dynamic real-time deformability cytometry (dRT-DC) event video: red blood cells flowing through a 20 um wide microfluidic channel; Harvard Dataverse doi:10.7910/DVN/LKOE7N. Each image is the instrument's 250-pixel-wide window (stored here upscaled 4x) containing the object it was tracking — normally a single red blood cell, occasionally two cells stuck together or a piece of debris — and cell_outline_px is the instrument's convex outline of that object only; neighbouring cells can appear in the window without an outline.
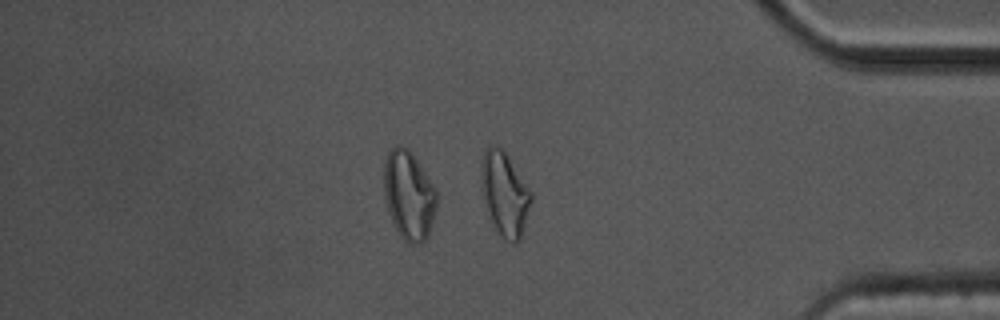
{"species": "common noctule bat (a hibernating species)", "species_latin": "Nyctalus noctula", "temperature_condition": "cold", "stored_images_in_passage": 39, "camera_frame_rate_fps": 3000, "um_per_image_px": 0.085, "animal": {"sex": "male", "body_mass_g": 17.5, "forearm_length_mm": 52.3}, "frame": {"image": 1, "passage_image": 34, "time_ms": 11.0, "image_size_px": [1000, 320], "cell_outline_px": [[532, 200], [520, 240], [516, 244], [512, 244], [504, 240], [500, 236], [492, 220], [480, 184], [480, 160], [484, 152], [492, 144], [496, 144], [508, 156], [532, 192]], "centroid_in_image_um": [42.9, 16.47], "position_along_channel_um": 392.3, "area_um2": 24.28}, "authors_computed_cell_mechanics": {"area_um2": 19.5364, "velocity_mm_per_s": 3.38, "shape_relaxation_time_tau1_ms": null, "shape_relaxation_time_tau2_ms": 3.563, "deformation_change_tau1": null, "deformation_change_tau2": 0.1068}}